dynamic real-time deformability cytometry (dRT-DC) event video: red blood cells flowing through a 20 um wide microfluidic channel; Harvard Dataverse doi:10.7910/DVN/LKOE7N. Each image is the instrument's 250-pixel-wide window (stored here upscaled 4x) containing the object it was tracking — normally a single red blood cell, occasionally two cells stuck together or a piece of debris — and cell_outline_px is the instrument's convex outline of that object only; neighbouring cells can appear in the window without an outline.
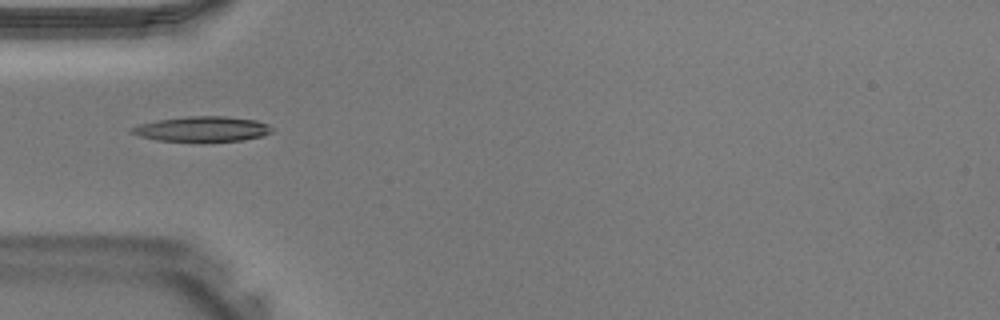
{"species": "Egyptian fruit bat (a non-hibernating species)", "species_latin": "Rousettus aegyptiacus", "temperature_condition": "warm", "stored_images_in_passage": 17, "camera_frame_rate_fps": 3000, "um_per_image_px": 0.085, "animal": {"sex": "male"}, "frame": {"image": 1, "passage_image": 1, "time_ms": 0.0, "image_size_px": [1000, 320], "cell_outline_px": [[276, 132], [264, 136], [244, 140], [156, 140], [140, 136], [128, 132], [128, 128], [140, 124], [156, 120], [188, 116], [224, 116], [256, 120], [268, 124]], "centroid_in_image_um": [17.21, 10.95], "position_along_channel_um": 67.8, "area_um2": 20.4}}
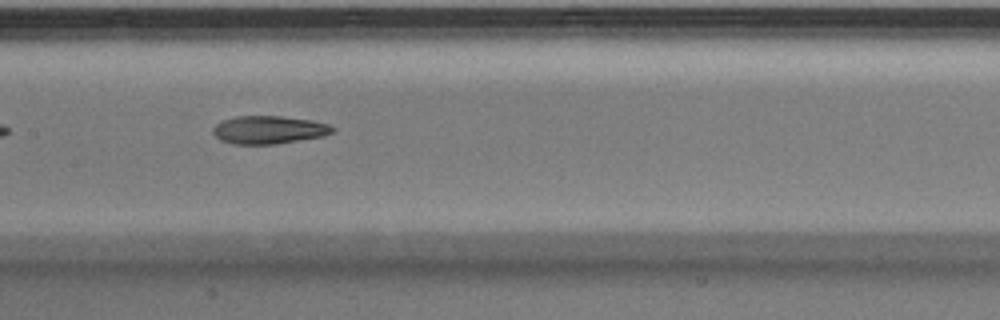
{"frame": {"image": 2, "passage_image": 8, "time_ms": 2.333, "image_size_px": [1000, 320], "cell_outline_px": [[336, 132], [324, 136], [272, 144], [232, 144], [220, 140], [212, 132], [212, 128], [220, 120], [236, 116], [280, 116], [312, 120], [328, 124], [336, 128]], "centroid_in_image_um": [22.85, 11.03], "position_along_channel_um": 184.6, "area_um2": 19.65}}
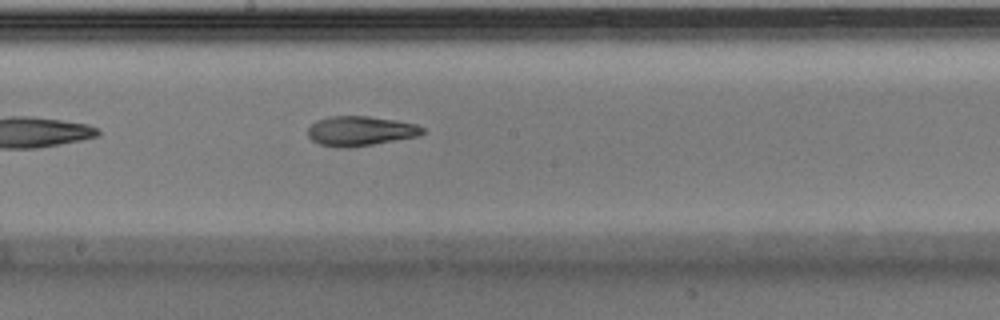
{"frame": {"image": 3, "passage_image": 10, "time_ms": 3.0, "image_size_px": [1000, 320], "cell_outline_px": [[428, 132], [420, 136], [348, 148], [320, 144], [312, 140], [308, 136], [308, 128], [316, 120], [328, 116], [368, 116], [396, 120], [416, 124], [424, 128]], "centroid_in_image_um": [30.67, 11.12], "position_along_channel_um": 217.5, "area_um2": 19.88}}